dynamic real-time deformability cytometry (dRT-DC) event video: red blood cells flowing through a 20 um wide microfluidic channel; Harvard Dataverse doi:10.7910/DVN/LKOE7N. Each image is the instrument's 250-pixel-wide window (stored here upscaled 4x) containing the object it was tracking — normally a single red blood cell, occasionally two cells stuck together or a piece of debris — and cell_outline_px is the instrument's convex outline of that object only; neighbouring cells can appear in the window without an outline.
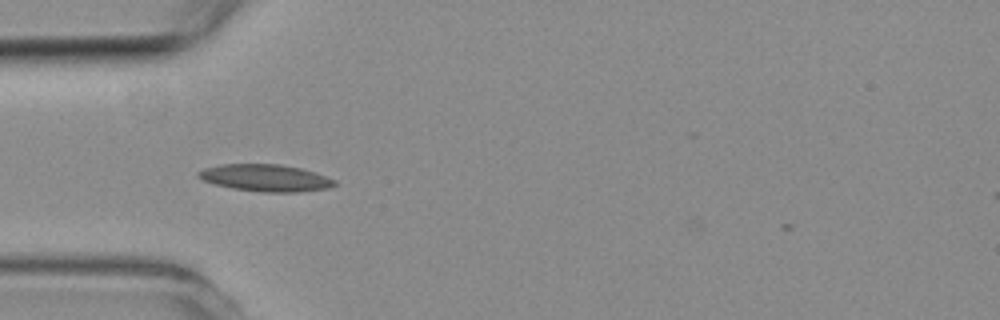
{"species": "common noctule bat (a hibernating species)", "species_latin": "Nyctalus noctula", "temperature_condition": "room temperature", "stored_images_in_passage": 5, "camera_frame_rate_fps": 3000, "um_per_image_px": 0.085, "animal": {"sex": "female", "body_mass_g": 19.3, "forearm_length_mm": 54.1}, "frame": {"image": 1, "passage_image": 2, "time_ms": 1.0, "image_size_px": [1000, 320], "cell_outline_px": [[336, 184], [328, 188], [296, 192], [264, 192], [232, 188], [216, 184], [204, 180], [196, 176], [196, 172], [204, 168], [220, 164], [280, 164], [300, 168], [316, 172], [336, 180]], "centroid_in_image_um": [22.57, 15.11], "position_along_channel_um": 62.4, "area_um2": 21.39}}
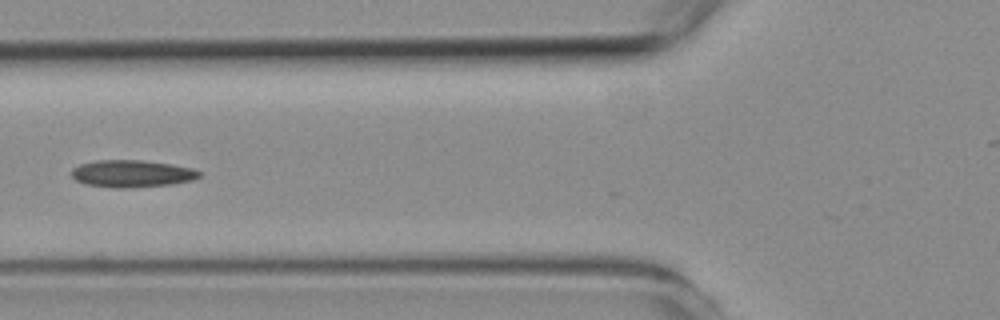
{"frame": {"image": 2, "passage_image": 3, "time_ms": 2.333, "image_size_px": [1000, 320], "cell_outline_px": [[200, 176], [192, 180], [172, 184], [124, 188], [116, 188], [84, 184], [76, 180], [72, 176], [72, 168], [80, 164], [96, 160], [140, 160], [172, 164], [192, 168], [200, 172]], "centroid_in_image_um": [11.19, 14.75], "position_along_channel_um": 114.6, "area_um2": 20.17}}
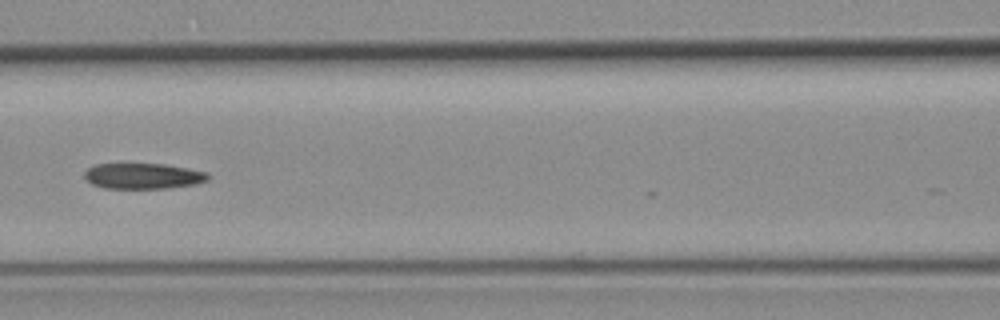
{"frame": {"image": 3, "passage_image": 4, "time_ms": 3.333, "image_size_px": [1000, 320], "cell_outline_px": [[212, 176], [208, 180], [196, 184], [168, 188], [104, 188], [92, 184], [84, 180], [84, 172], [88, 168], [96, 164], [164, 164], [188, 168], [208, 172]], "centroid_in_image_um": [12.18, 14.96], "position_along_channel_um": 154.4, "area_um2": 18.67}}